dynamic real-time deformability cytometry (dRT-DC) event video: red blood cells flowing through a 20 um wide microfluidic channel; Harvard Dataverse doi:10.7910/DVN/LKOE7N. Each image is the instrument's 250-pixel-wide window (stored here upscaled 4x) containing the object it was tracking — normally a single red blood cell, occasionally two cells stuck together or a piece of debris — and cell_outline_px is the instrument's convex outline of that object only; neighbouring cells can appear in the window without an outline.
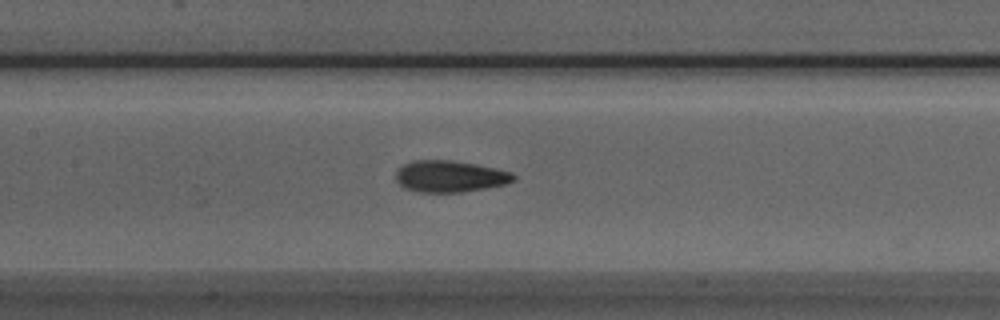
{"species": "Egyptian fruit bat (a non-hibernating species)", "species_latin": "Rousettus aegyptiacus", "temperature_condition": "room temperature", "stored_images_in_passage": 30, "camera_frame_rate_fps": 3000, "um_per_image_px": 0.085, "animal": {"sex": "male"}, "frame": {"image": 1, "passage_image": 9, "time_ms": 2.667, "image_size_px": [1000, 320], "cell_outline_px": [[516, 180], [504, 184], [464, 192], [420, 192], [404, 188], [396, 180], [396, 168], [412, 160], [452, 160], [476, 164], [512, 172], [516, 176]], "centroid_in_image_um": [38.22, 14.98], "position_along_channel_um": 169.2, "area_um2": 21.73}}
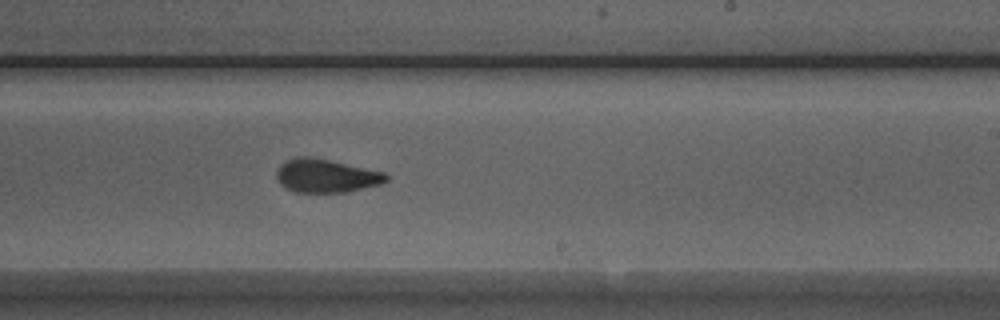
{"frame": {"image": 2, "passage_image": 16, "time_ms": 5.0, "image_size_px": [1000, 320], "cell_outline_px": [[388, 180], [384, 184], [348, 192], [296, 192], [284, 188], [280, 184], [276, 176], [276, 172], [280, 164], [284, 160], [300, 156], [304, 156], [328, 160], [384, 172], [388, 176]], "centroid_in_image_um": [27.71, 14.96], "position_along_channel_um": 261.3, "area_um2": 21.44}}
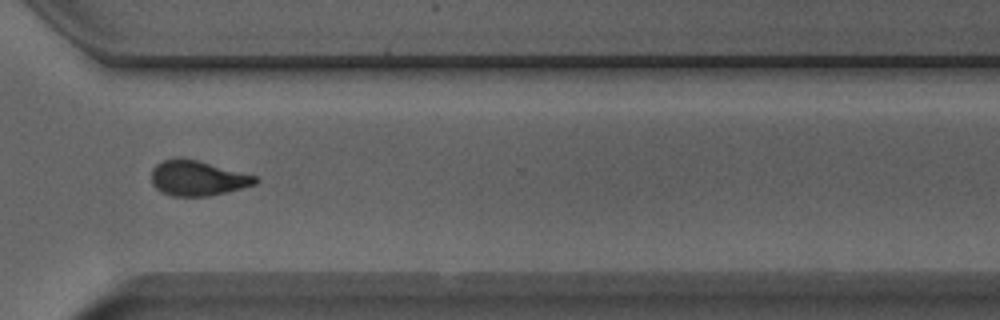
{"frame": {"image": 3, "passage_image": 23, "time_ms": 7.333, "image_size_px": [1000, 320], "cell_outline_px": [[260, 180], [256, 184], [208, 196], [172, 196], [160, 192], [152, 184], [152, 168], [156, 164], [164, 160], [180, 156], [196, 160], [256, 176]], "centroid_in_image_um": [16.75, 15.14], "position_along_channel_um": 353.9, "area_um2": 21.15}, "authors_computed_cell_mechanics": {"area_um2": 21.5016, "velocity_mm_per_s": 3.9669, "shape_relaxation_time_tau1_ms": 6.5849, "shape_relaxation_time_tau2_ms": 1.6136, "deformation_change_tau1": 0.1916, "deformation_change_tau2": 0.085}}